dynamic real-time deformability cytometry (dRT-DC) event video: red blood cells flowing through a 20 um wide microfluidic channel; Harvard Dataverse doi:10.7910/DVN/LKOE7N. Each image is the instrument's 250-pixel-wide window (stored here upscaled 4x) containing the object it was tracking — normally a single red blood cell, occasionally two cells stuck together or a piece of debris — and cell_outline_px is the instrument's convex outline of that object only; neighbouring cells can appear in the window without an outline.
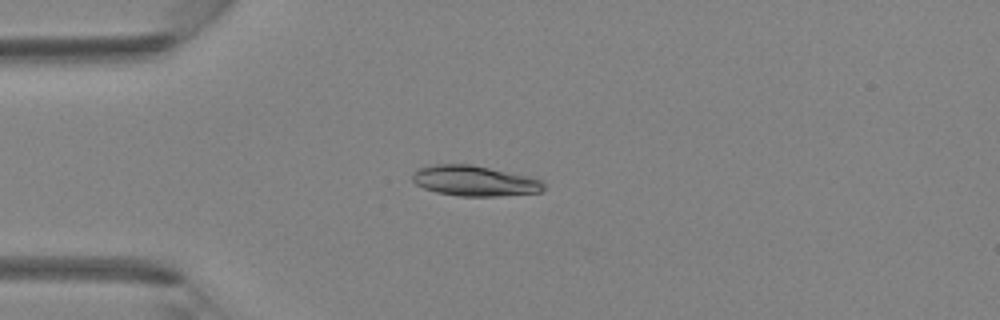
{"species": "Egyptian fruit bat (a non-hibernating species)", "species_latin": "Rousettus aegyptiacus", "temperature_condition": "room temperature", "stored_images_in_passage": 3, "camera_frame_rate_fps": 3000, "um_per_image_px": 0.085, "animal": {"sex": "female"}, "frame": {"image": 1, "passage_image": 2, "time_ms": 0.333, "image_size_px": [1000, 320], "cell_outline_px": [[544, 188], [540, 192], [500, 196], [460, 196], [436, 192], [424, 188], [416, 184], [412, 180], [412, 172], [420, 168], [436, 164], [472, 164], [532, 176], [540, 180], [544, 184]], "centroid_in_image_um": [40.35, 15.36], "position_along_channel_um": 44.7, "area_um2": 23.41}}